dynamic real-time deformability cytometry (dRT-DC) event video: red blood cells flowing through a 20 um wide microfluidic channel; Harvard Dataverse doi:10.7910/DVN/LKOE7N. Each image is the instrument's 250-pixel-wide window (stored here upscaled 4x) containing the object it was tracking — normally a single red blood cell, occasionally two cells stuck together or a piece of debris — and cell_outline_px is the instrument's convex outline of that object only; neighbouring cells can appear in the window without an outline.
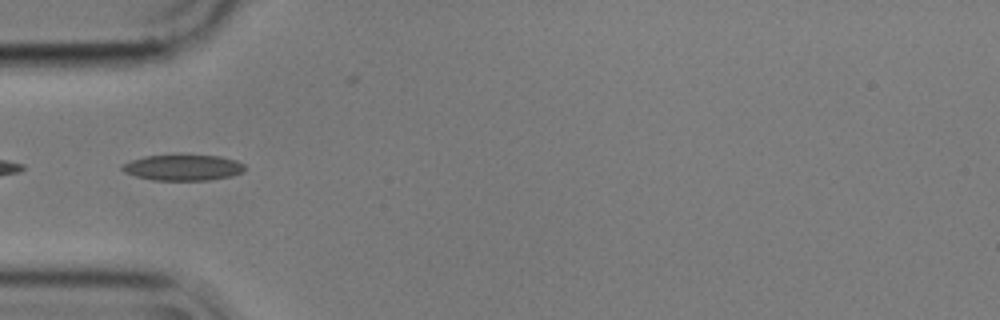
{"species": "common noctule bat (a hibernating species)", "species_latin": "Nyctalus noctula", "temperature_condition": "cold", "stored_images_in_passage": 19, "camera_frame_rate_fps": 3000, "um_per_image_px": 0.085, "animal": {"sex": "male", "body_mass_g": 17.9}, "frame": {"image": 1, "passage_image": 1, "time_ms": 0.0, "image_size_px": [1000, 320], "cell_outline_px": [[244, 172], [232, 176], [208, 180], [152, 180], [136, 176], [124, 172], [120, 168], [120, 164], [144, 156], [220, 156], [236, 160], [244, 164]], "centroid_in_image_um": [15.54, 14.25], "position_along_channel_um": 69.5, "area_um2": 18.32}}
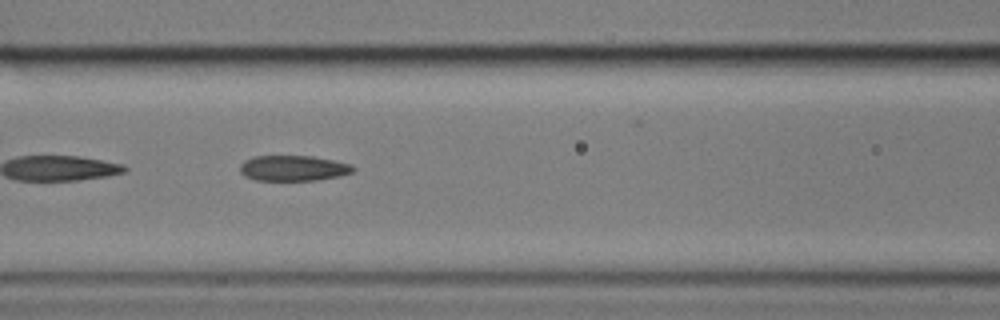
{"frame": {"image": 2, "passage_image": 7, "time_ms": 2.0, "image_size_px": [1000, 320], "cell_outline_px": [[356, 168], [352, 172], [340, 176], [316, 180], [256, 180], [244, 176], [240, 172], [240, 164], [244, 160], [252, 156], [312, 156], [352, 164]], "centroid_in_image_um": [24.91, 14.29], "position_along_channel_um": 141.7, "area_um2": 16.88}}
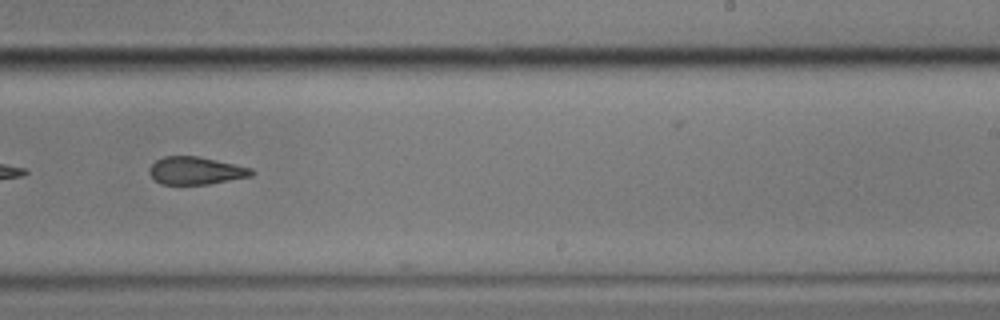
{"frame": {"image": 3, "passage_image": 18, "time_ms": 5.667, "image_size_px": [1000, 320], "cell_outline_px": [[256, 172], [252, 176], [208, 184], [160, 184], [148, 172], [148, 168], [156, 160], [164, 156], [196, 156], [216, 160], [252, 168]], "centroid_in_image_um": [16.64, 14.5], "position_along_channel_um": 272.4, "area_um2": 16.42}}